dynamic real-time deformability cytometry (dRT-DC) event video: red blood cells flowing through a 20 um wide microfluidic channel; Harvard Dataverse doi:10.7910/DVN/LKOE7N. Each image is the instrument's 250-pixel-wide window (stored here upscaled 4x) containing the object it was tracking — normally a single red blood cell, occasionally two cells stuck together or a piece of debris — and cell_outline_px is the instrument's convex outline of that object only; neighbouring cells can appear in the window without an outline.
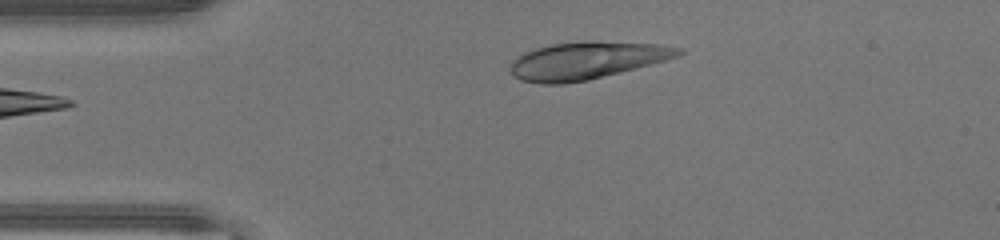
{"species": "human", "species_latin": "Homo sapiens", "temperature_condition": "warm", "stored_images_in_passage": 30, "camera_frame_rate_fps": 3000, "um_per_image_px": 0.085, "donor": {"sex": "male"}, "frame": {"image": 1, "passage_image": 1, "time_ms": 0.0, "image_size_px": [1000, 240], "cell_outline_px": [[684, 52], [680, 56], [636, 68], [588, 80], [564, 84], [540, 84], [520, 80], [512, 76], [508, 68], [512, 60], [524, 52], [536, 48], [552, 44], [584, 40], [592, 40], [660, 44], [684, 48]], "centroid_in_image_um": [49.85, 5.13], "position_along_channel_um": 35.1, "area_um2": 37.17}}
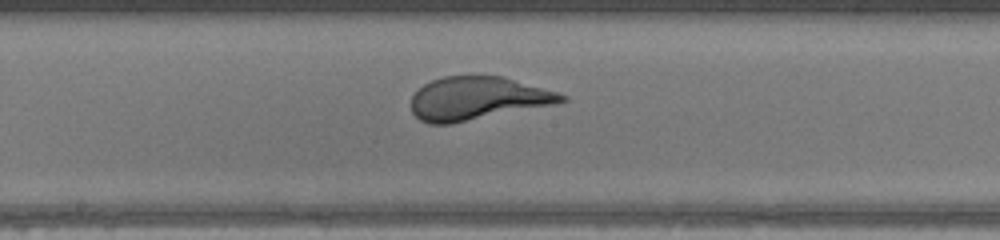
{"frame": {"image": 2, "passage_image": 15, "time_ms": 4.667, "image_size_px": [1000, 240], "cell_outline_px": [[568, 100], [552, 104], [452, 124], [428, 124], [420, 120], [412, 112], [412, 96], [424, 84], [432, 80], [444, 76], [504, 76], [560, 92], [568, 96]], "centroid_in_image_um": [40.6, 8.36], "position_along_channel_um": 207.6, "area_um2": 37.74}}
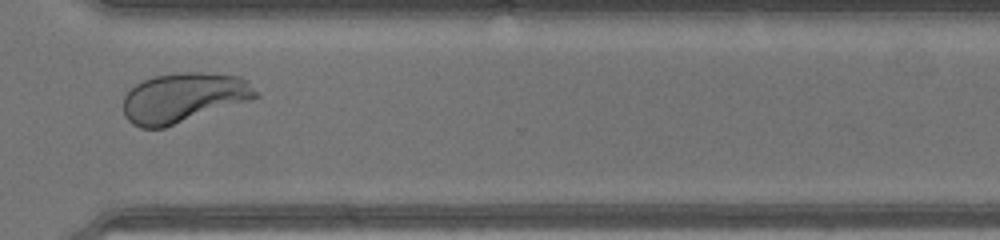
{"frame": {"image": 3, "passage_image": 25, "time_ms": 8.0, "image_size_px": [1000, 240], "cell_outline_px": [[260, 96], [252, 100], [164, 128], [140, 128], [132, 124], [124, 116], [124, 96], [136, 84], [144, 80], [156, 76], [180, 72], [204, 72], [240, 76], [248, 80]], "centroid_in_image_um": [15.63, 8.3], "position_along_channel_um": 355.0, "area_um2": 38.55}, "authors_computed_cell_mechanics": {"area_um2": 38.2347, "velocity_mm_per_s": 4.4357, "shape_relaxation_time_tau1_ms": 3.8567, "shape_relaxation_time_tau2_ms": null, "deformation_change_tau1": 0.2, "deformation_change_tau2": null}}